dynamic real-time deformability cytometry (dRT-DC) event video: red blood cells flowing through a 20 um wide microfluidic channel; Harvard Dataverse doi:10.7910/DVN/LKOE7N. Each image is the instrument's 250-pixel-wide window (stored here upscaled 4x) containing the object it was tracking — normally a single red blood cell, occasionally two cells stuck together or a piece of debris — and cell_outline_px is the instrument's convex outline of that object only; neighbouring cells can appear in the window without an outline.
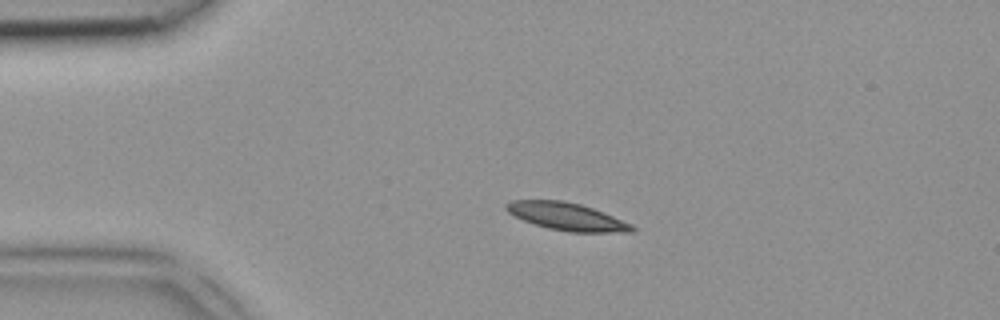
{"species": "common noctule bat (a hibernating species)", "species_latin": "Nyctalus noctula", "temperature_condition": "room temperature", "stored_images_in_passage": 4, "camera_frame_rate_fps": 3000, "um_per_image_px": 0.085, "animal": {"sex": "female", "body_mass_g": 18.4}, "frame": {"image": 1, "passage_image": 3, "time_ms": 0.667, "image_size_px": [1000, 320], "cell_outline_px": [[636, 232], [568, 232], [548, 228], [524, 220], [508, 212], [504, 208], [504, 204], [512, 200], [564, 200], [580, 204], [604, 212], [632, 224], [636, 228]], "centroid_in_image_um": [48.2, 18.4], "position_along_channel_um": 36.8, "area_um2": 20.23}}